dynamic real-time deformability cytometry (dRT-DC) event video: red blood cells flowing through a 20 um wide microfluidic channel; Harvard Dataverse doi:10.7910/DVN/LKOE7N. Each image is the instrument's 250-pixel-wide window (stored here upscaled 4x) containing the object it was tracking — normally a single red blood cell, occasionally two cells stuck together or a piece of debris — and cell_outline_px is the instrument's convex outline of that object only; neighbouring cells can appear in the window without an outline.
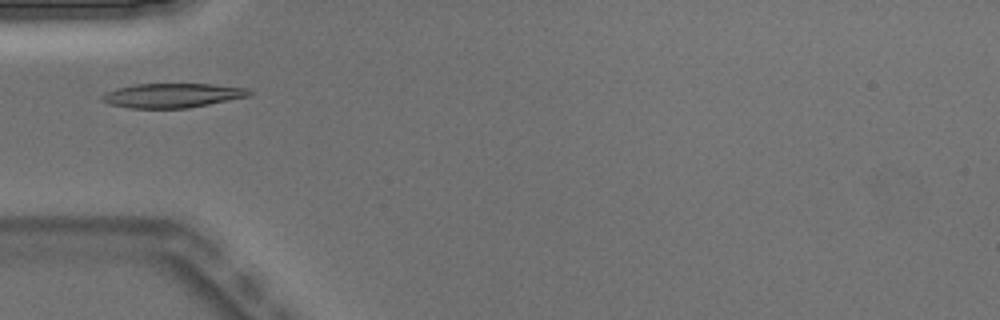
{"species": "Egyptian fruit bat (a non-hibernating species)", "species_latin": "Rousettus aegyptiacus", "temperature_condition": "warm", "stored_images_in_passage": 4, "camera_frame_rate_fps": 3000, "um_per_image_px": 0.085, "animal": {"sex": "male"}, "frame": {"image": 1, "passage_image": 3, "time_ms": 0.667, "image_size_px": [1000, 320], "cell_outline_px": [[252, 92], [248, 96], [188, 108], [128, 108], [108, 104], [100, 100], [100, 96], [116, 88], [136, 84], [208, 84], [248, 88]], "centroid_in_image_um": [14.59, 8.11], "position_along_channel_um": 70.4, "area_um2": 20.75}}